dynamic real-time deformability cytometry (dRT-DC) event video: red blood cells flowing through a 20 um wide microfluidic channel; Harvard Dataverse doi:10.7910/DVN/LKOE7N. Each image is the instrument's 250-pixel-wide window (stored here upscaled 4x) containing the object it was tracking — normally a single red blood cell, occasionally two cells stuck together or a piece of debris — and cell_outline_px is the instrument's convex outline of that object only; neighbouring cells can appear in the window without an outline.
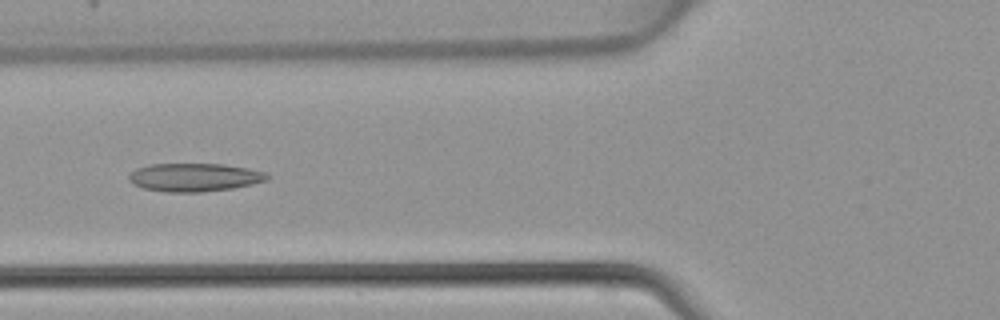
{"species": "common noctule bat (a hibernating species)", "species_latin": "Nyctalus noctula", "temperature_condition": "warm", "stored_images_in_passage": 5, "camera_frame_rate_fps": 3000, "um_per_image_px": 0.085, "animal": {"sex": "female", "body_mass_g": 22.7, "forearm_length_mm": 54.2}, "frame": {"image": 1, "passage_image": 5, "time_ms": 1.333, "image_size_px": [1000, 320], "cell_outline_px": [[272, 176], [268, 180], [252, 184], [232, 188], [200, 192], [164, 192], [144, 188], [128, 180], [128, 176], [136, 168], [152, 164], [224, 164], [248, 168], [264, 172]], "centroid_in_image_um": [16.56, 15.07], "position_along_channel_um": 109.2, "area_um2": 22.72}}